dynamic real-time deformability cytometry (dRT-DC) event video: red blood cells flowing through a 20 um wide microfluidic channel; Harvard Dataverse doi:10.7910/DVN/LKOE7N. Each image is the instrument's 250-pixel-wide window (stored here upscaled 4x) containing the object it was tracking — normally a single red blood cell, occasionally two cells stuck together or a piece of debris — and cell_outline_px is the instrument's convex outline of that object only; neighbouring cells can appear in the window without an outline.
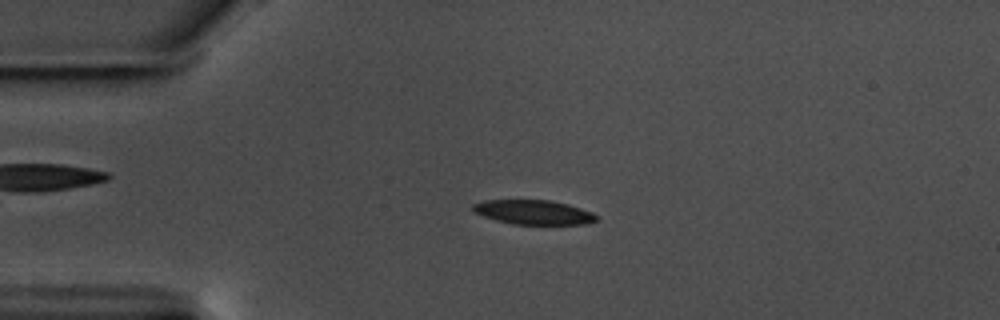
{"species": "common noctule bat (a hibernating species)", "species_latin": "Nyctalus noctula", "temperature_condition": "warm", "stored_images_in_passage": 47, "camera_frame_rate_fps": 3000, "um_per_image_px": 0.085, "animal": {"sex": "male", "body_mass_g": 17.5, "forearm_length_mm": 52.3}, "frame": {"image": 1, "passage_image": 11, "time_ms": 3.333, "image_size_px": [1000, 320], "cell_outline_px": [[600, 220], [584, 224], [512, 224], [496, 220], [472, 212], [472, 204], [484, 200], [548, 200], [568, 204], [592, 212], [600, 216]], "centroid_in_image_um": [45.37, 18.04], "position_along_channel_um": 39.6, "area_um2": 17.69}}
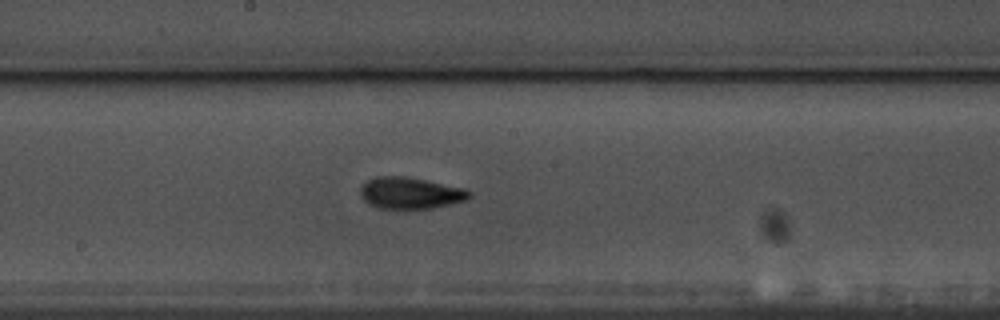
{"frame": {"image": 2, "passage_image": 28, "time_ms": 9.0, "image_size_px": [1000, 320], "cell_outline_px": [[472, 196], [468, 200], [432, 208], [376, 208], [368, 204], [360, 196], [360, 188], [368, 180], [376, 176], [404, 176], [464, 188], [472, 192]], "centroid_in_image_um": [34.88, 16.41], "position_along_channel_um": 213.3, "area_um2": 20.0}}
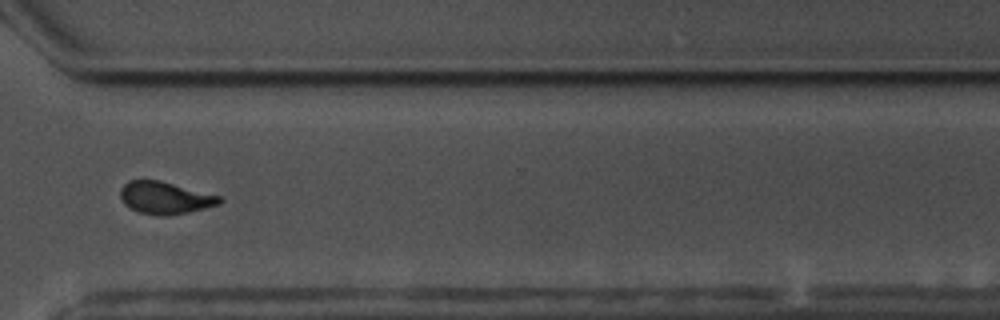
{"frame": {"image": 3, "passage_image": 40, "time_ms": 13.0, "image_size_px": [1000, 320], "cell_outline_px": [[224, 200], [220, 204], [188, 212], [168, 216], [160, 216], [140, 212], [124, 204], [120, 196], [120, 188], [128, 180], [160, 180], [224, 196]], "centroid_in_image_um": [14.08, 16.8], "position_along_channel_um": 356.5, "area_um2": 18.9}, "authors_computed_cell_mechanics": {"area_um2": 18.7272, "velocity_mm_per_s": 3.5722, "shape_relaxation_time_tau1_ms": 3.3601, "shape_relaxation_time_tau2_ms": 3.567, "deformation_change_tau1": 0.1526, "deformation_change_tau2": 0.075}}